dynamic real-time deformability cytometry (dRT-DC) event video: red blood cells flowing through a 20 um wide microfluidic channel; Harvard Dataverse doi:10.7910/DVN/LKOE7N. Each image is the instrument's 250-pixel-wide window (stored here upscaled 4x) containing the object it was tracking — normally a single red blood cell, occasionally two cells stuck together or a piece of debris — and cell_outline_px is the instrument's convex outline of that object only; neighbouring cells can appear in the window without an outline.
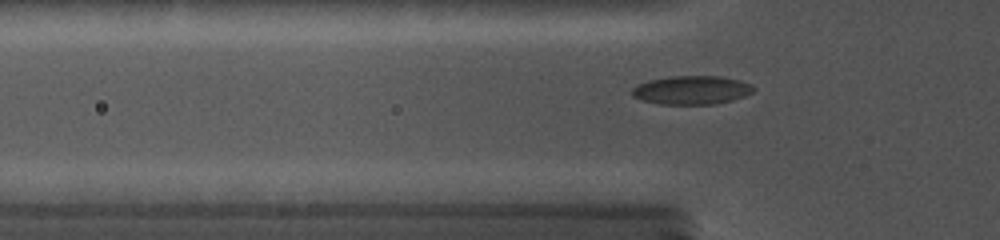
{"species": "common noctule bat (a hibernating species)", "species_latin": "Nyctalus noctula", "temperature_condition": "cold", "stored_images_in_passage": 72, "camera_frame_rate_fps": 5000, "um_per_image_px": 0.085, "animal": {"sex": "female", "body_mass_g": 19.0, "forearm_length_mm": 56.7}, "frame": {"image": 1, "passage_image": 23, "time_ms": 4.2, "image_size_px": [1000, 240], "cell_outline_px": [[756, 88], [752, 92], [744, 96], [712, 104], [660, 104], [644, 100], [632, 96], [632, 88], [636, 84], [648, 80], [668, 76], [720, 76], [740, 80], [752, 84]], "centroid_in_image_um": [58.77, 7.64], "position_along_channel_um": 67.0, "area_um2": 20.23}}
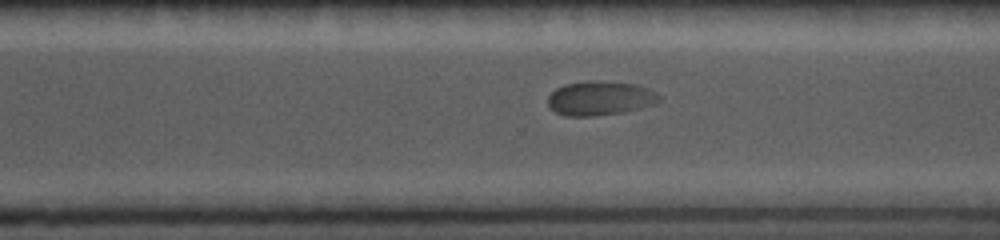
{"frame": {"image": 2, "passage_image": 50, "time_ms": 10.8, "image_size_px": [1000, 240], "cell_outline_px": [[660, 100], [652, 104], [640, 108], [624, 112], [596, 116], [568, 116], [556, 112], [548, 104], [548, 96], [556, 88], [564, 84], [588, 80], [636, 84], [648, 88], [656, 92], [660, 96]], "centroid_in_image_um": [51.0, 8.35], "position_along_channel_um": 319.6, "area_um2": 22.14}}
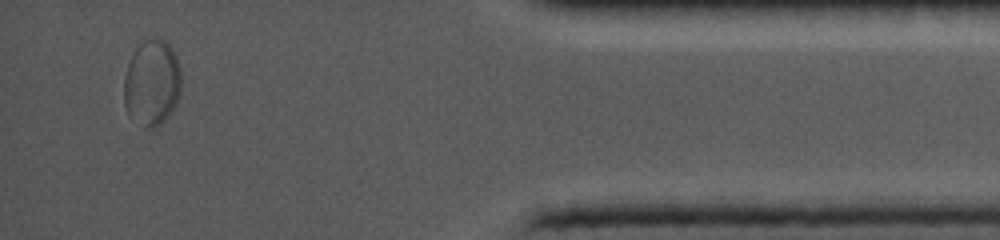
{"frame": {"image": 3, "passage_image": 68, "time_ms": 14.4, "image_size_px": [1000, 240], "cell_outline_px": [[180, 88], [176, 104], [168, 116], [160, 124], [152, 128], [148, 128], [128, 112], [124, 104], [124, 76], [128, 60], [136, 48], [144, 40], [152, 36], [164, 40], [172, 48], [176, 56], [180, 68]], "centroid_in_image_um": [12.91, 6.97], "position_along_channel_um": 422.3, "area_um2": 28.55}}